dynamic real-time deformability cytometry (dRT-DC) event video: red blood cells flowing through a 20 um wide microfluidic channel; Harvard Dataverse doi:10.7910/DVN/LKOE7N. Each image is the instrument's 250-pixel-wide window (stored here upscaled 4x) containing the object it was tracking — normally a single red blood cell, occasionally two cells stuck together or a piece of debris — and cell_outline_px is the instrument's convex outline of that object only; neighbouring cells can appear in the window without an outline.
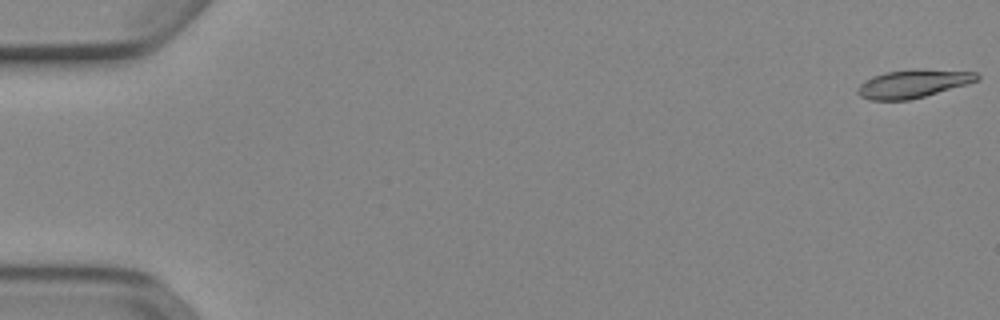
{"species": "Egyptian fruit bat (a non-hibernating species)", "species_latin": "Rousettus aegyptiacus", "temperature_condition": "cold", "stored_images_in_passage": 53, "camera_frame_rate_fps": 3000, "um_per_image_px": 0.085, "animal": {"sex": "female"}, "frame": {"image": 1, "passage_image": 1, "time_ms": 0.0, "image_size_px": [1000, 320], "cell_outline_px": [[980, 80], [968, 84], [924, 96], [908, 100], [868, 100], [860, 96], [856, 92], [856, 88], [864, 80], [872, 76], [884, 72], [916, 68], [920, 68], [976, 72], [980, 76]], "centroid_in_image_um": [77.6, 7.1], "position_along_channel_um": 7.4, "area_um2": 19.94}}
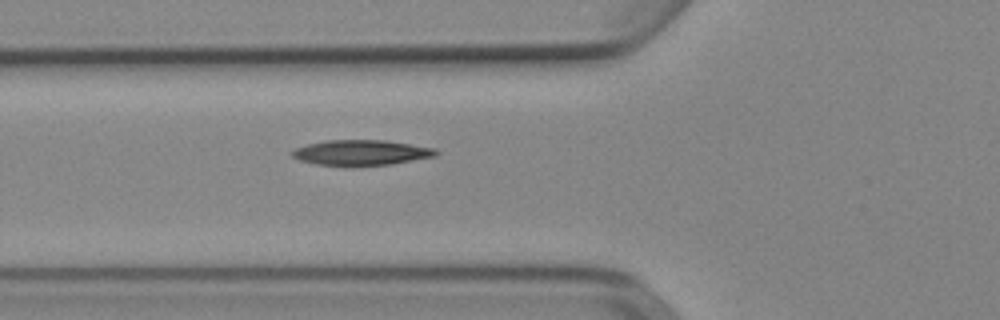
{"frame": {"image": 2, "passage_image": 20, "time_ms": 6.333, "image_size_px": [1000, 320], "cell_outline_px": [[440, 152], [436, 156], [392, 164], [316, 164], [300, 160], [292, 156], [288, 152], [296, 148], [308, 144], [324, 140], [384, 140], [436, 148]], "centroid_in_image_um": [30.72, 12.94], "position_along_channel_um": 95.1, "area_um2": 20.81}}
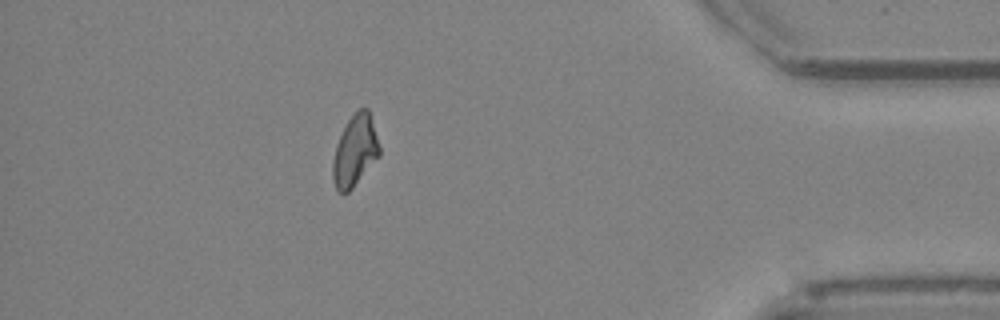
{"frame": {"image": 3, "passage_image": 47, "time_ms": 15.333, "image_size_px": [1000, 320], "cell_outline_px": [[380, 156], [352, 188], [348, 192], [340, 192], [336, 188], [332, 176], [332, 164], [336, 144], [348, 120], [360, 108], [368, 108], [380, 148]], "centroid_in_image_um": [30.17, 12.83], "position_along_channel_um": 405.0, "area_um2": 19.02}, "authors_computed_cell_mechanics": {"area_um2": 19.8832, "velocity_mm_per_s": 3.8942, "shape_relaxation_time_tau1_ms": 8.4168, "shape_relaxation_time_tau2_ms": 8.5922, "deformation_change_tau1": 0.1837, "deformation_change_tau2": 0.1591}}